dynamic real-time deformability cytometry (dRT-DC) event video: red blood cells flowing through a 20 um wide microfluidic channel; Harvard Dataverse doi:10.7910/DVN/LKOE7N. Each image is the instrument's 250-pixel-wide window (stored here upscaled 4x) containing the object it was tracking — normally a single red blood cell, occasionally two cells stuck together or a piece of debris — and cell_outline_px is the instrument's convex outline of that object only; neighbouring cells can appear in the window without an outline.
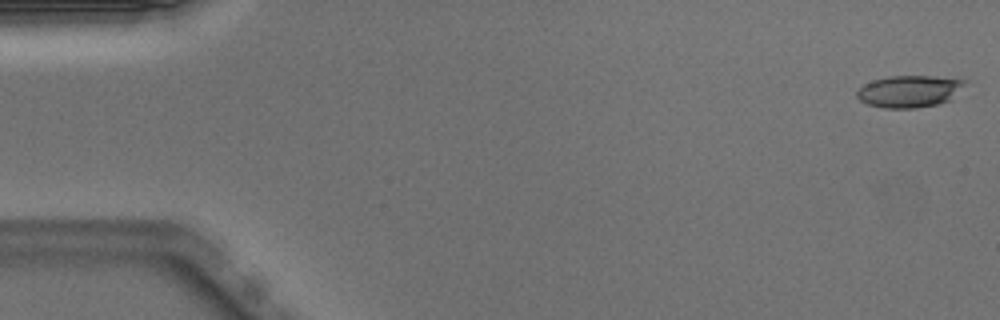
{"species": "Egyptian fruit bat (a non-hibernating species)", "species_latin": "Rousettus aegyptiacus", "temperature_condition": "warm", "stored_images_in_passage": 11, "camera_frame_rate_fps": 3000, "um_per_image_px": 0.085, "animal": {"sex": "male"}, "frame": {"image": 1, "passage_image": 1, "time_ms": 0.0, "image_size_px": [1000, 320], "cell_outline_px": [[968, 80], [952, 100], [936, 104], [916, 108], [884, 108], [868, 104], [860, 100], [856, 96], [856, 92], [864, 84], [872, 80], [888, 76], [936, 76]], "centroid_in_image_um": [77.31, 7.76], "position_along_channel_um": 7.7, "area_um2": 20.23}}